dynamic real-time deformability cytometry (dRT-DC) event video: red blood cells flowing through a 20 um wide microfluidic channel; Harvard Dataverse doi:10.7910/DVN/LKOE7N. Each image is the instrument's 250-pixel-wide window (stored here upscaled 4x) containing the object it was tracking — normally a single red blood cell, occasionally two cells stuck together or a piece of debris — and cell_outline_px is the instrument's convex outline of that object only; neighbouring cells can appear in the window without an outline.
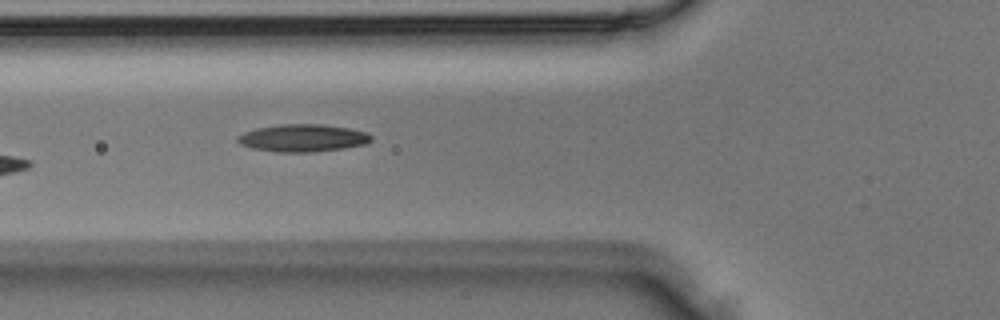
{"species": "Egyptian fruit bat (a non-hibernating species)", "species_latin": "Rousettus aegyptiacus", "temperature_condition": "room temperature", "stored_images_in_passage": 3, "camera_frame_rate_fps": 3000, "um_per_image_px": 0.085, "animal": {"sex": "male"}, "frame": {"image": 1, "passage_image": 3, "time_ms": 0.667, "image_size_px": [1000, 320], "cell_outline_px": [[372, 140], [364, 144], [344, 148], [312, 152], [276, 152], [252, 148], [240, 144], [236, 140], [236, 136], [244, 132], [256, 128], [280, 124], [324, 124], [348, 128], [368, 132], [372, 136]], "centroid_in_image_um": [25.72, 11.72], "position_along_channel_um": 100.1, "area_um2": 21.5}}